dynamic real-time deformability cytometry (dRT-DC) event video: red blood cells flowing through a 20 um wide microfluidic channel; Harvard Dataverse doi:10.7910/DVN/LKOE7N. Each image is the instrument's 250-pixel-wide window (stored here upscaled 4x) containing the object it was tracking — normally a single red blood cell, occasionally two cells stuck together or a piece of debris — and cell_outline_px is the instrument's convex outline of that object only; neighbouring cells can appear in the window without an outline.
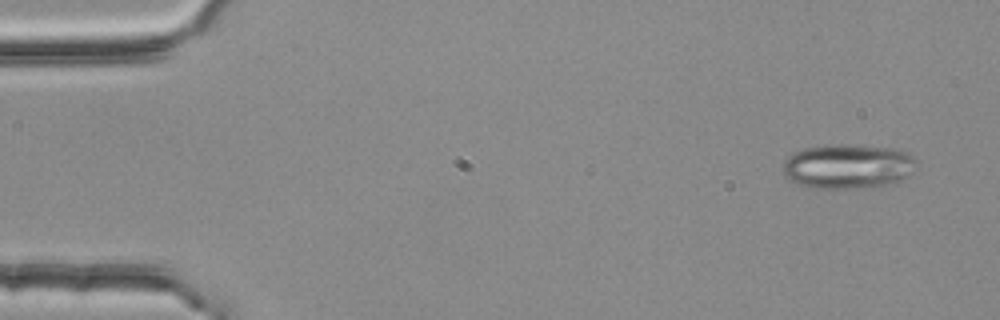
{"species": "common noctule bat (a hibernating species)", "species_latin": "Nyctalus noctula", "temperature_condition": "room temperature", "stored_images_in_passage": 3, "camera_frame_rate_fps": 3000, "um_per_image_px": 0.085, "animal": {"sex": "female", "body_mass_g": 25.1}, "frame": {"image": 1, "passage_image": 1, "time_ms": 0.0, "image_size_px": [1000, 320], "cell_outline_px": [[916, 164], [912, 172], [908, 176], [900, 180], [888, 184], [848, 188], [808, 188], [792, 180], [784, 172], [784, 164], [788, 156], [792, 152], [804, 148], [824, 144], [852, 144], [896, 148], [908, 152], [916, 160]], "centroid_in_image_um": [72.09, 14.1], "position_along_channel_um": 12.9, "area_um2": 34.74}}